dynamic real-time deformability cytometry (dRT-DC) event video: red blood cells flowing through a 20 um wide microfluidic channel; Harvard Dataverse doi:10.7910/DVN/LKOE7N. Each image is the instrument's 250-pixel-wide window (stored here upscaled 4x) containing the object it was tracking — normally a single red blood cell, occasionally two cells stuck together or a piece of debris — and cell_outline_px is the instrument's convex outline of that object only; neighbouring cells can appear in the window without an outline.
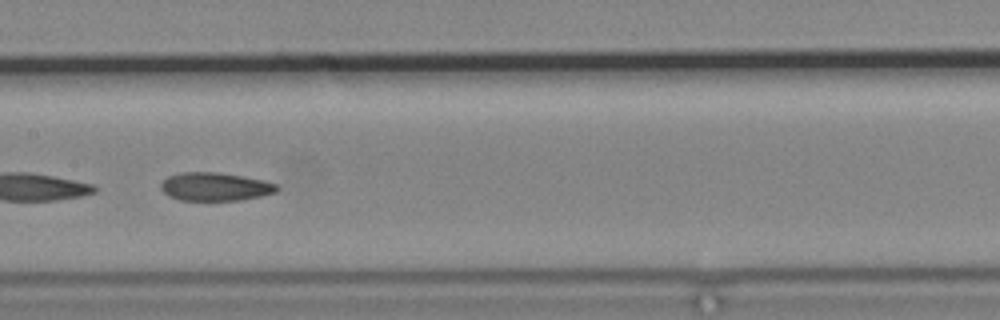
{"species": "common noctule bat (a hibernating species)", "species_latin": "Nyctalus noctula", "temperature_condition": "cold", "stored_images_in_passage": 13, "camera_frame_rate_fps": 3000, "um_per_image_px": 0.085, "animal": {"sex": "male", "body_mass_g": 19.2, "forearm_length_mm": 51.8}, "frame": {"image": 1, "passage_image": 6, "time_ms": 6.0, "image_size_px": [1000, 320], "cell_outline_px": [[280, 188], [276, 192], [260, 196], [240, 200], [180, 200], [168, 196], [160, 188], [160, 184], [168, 176], [180, 172], [216, 172], [244, 176], [264, 180], [276, 184]], "centroid_in_image_um": [18.28, 15.86], "position_along_channel_um": 189.1, "area_um2": 19.19}}
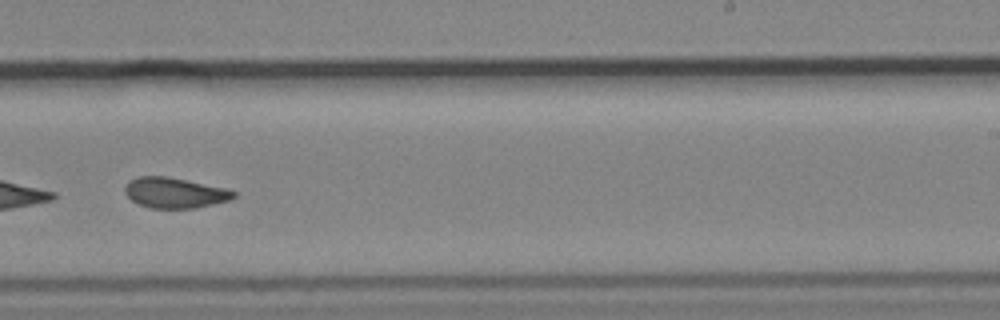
{"frame": {"image": 2, "passage_image": 8, "time_ms": 8.333, "image_size_px": [1000, 320], "cell_outline_px": [[236, 196], [232, 200], [196, 208], [152, 208], [140, 204], [132, 200], [124, 192], [124, 188], [132, 180], [140, 176], [168, 176], [224, 188], [236, 192]], "centroid_in_image_um": [14.89, 16.39], "position_along_channel_um": 274.1, "area_um2": 19.13}}
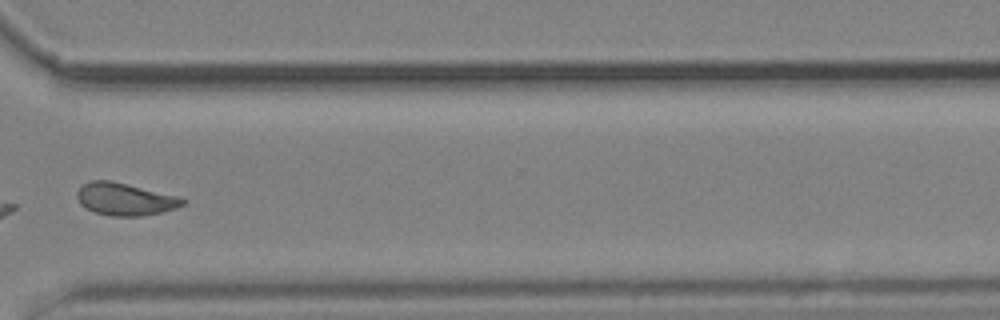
{"frame": {"image": 3, "passage_image": 10, "time_ms": 10.667, "image_size_px": [1000, 320], "cell_outline_px": [[188, 200], [184, 204], [176, 208], [144, 216], [112, 216], [96, 212], [80, 204], [76, 196], [76, 192], [84, 184], [92, 180], [112, 180], [180, 196]], "centroid_in_image_um": [10.67, 16.92], "position_along_channel_um": 359.9, "area_um2": 20.06}, "authors_computed_cell_mechanics": {"area_um2": 20.0566, "velocity_mm_per_s": 3.6782, "shape_relaxation_time_tau1_ms": null, "shape_relaxation_time_tau2_ms": 1.8727, "deformation_change_tau1": null, "deformation_change_tau2": 0.0674}}